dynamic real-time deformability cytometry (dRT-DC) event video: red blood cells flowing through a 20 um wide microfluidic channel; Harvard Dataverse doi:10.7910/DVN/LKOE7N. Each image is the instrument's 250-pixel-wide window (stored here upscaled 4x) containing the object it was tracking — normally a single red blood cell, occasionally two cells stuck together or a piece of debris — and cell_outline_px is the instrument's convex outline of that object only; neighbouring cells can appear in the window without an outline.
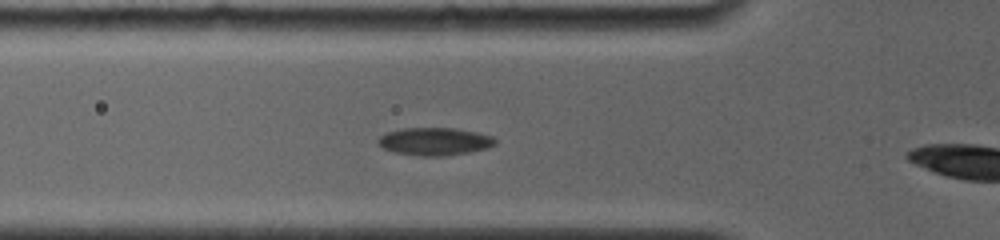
{"species": "common noctule bat (a hibernating species)", "species_latin": "Nyctalus noctula", "temperature_condition": "room temperature", "stored_images_in_passage": 8, "segment_of_instrument_passage": [1, 2], "camera_frame_rate_fps": 4000, "um_per_image_px": 0.085, "animal": {"sex": "female", "body_mass_g": 19.0, "forearm_length_mm": 56.7}, "frame": {"image": 1, "passage_image": 5, "time_ms": 1.0, "image_size_px": [1000, 240], "cell_outline_px": [[496, 144], [488, 148], [468, 152], [444, 156], [420, 156], [396, 152], [384, 148], [376, 144], [376, 140], [380, 136], [388, 132], [404, 128], [452, 128], [476, 132], [492, 136], [496, 140]], "centroid_in_image_um": [36.94, 12.02], "position_along_channel_um": 88.9, "area_um2": 18.84}}
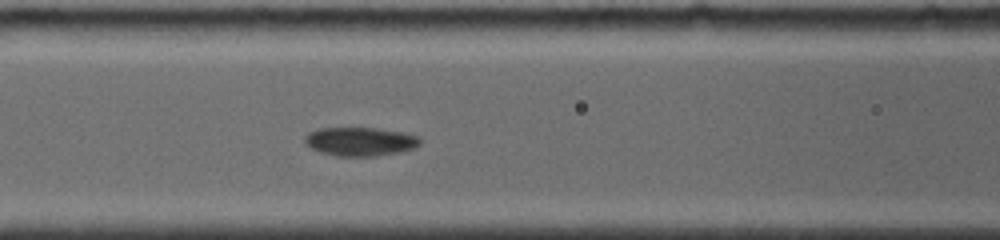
{"frame": {"image": 2, "passage_image": 7, "time_ms": 1.5, "image_size_px": [1000, 240], "cell_outline_px": [[420, 144], [404, 152], [376, 156], [336, 156], [320, 152], [304, 144], [304, 136], [308, 132], [320, 128], [376, 128], [404, 132], [420, 136]], "centroid_in_image_um": [30.62, 12.03], "position_along_channel_um": 136.0, "area_um2": 19.54}}